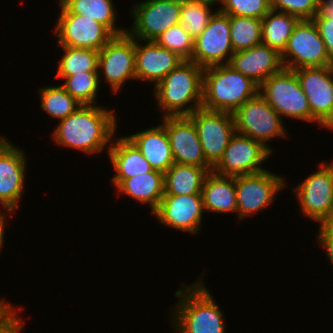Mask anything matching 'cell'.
Here are the masks:
<instances>
[{"label": "cell", "mask_w": 333, "mask_h": 333, "mask_svg": "<svg viewBox=\"0 0 333 333\" xmlns=\"http://www.w3.org/2000/svg\"><path fill=\"white\" fill-rule=\"evenodd\" d=\"M114 110L99 105H82L57 124L53 141L86 154L101 152L115 137L117 117ZM108 143V144H107Z\"/></svg>", "instance_id": "cell-1"}, {"label": "cell", "mask_w": 333, "mask_h": 333, "mask_svg": "<svg viewBox=\"0 0 333 333\" xmlns=\"http://www.w3.org/2000/svg\"><path fill=\"white\" fill-rule=\"evenodd\" d=\"M202 280L175 291L179 302L170 311L175 333H226L223 312Z\"/></svg>", "instance_id": "cell-2"}, {"label": "cell", "mask_w": 333, "mask_h": 333, "mask_svg": "<svg viewBox=\"0 0 333 333\" xmlns=\"http://www.w3.org/2000/svg\"><path fill=\"white\" fill-rule=\"evenodd\" d=\"M203 71L196 63L185 60L154 86L164 117L189 116L202 107Z\"/></svg>", "instance_id": "cell-3"}, {"label": "cell", "mask_w": 333, "mask_h": 333, "mask_svg": "<svg viewBox=\"0 0 333 333\" xmlns=\"http://www.w3.org/2000/svg\"><path fill=\"white\" fill-rule=\"evenodd\" d=\"M259 93V86L229 64L204 68L202 108L234 113Z\"/></svg>", "instance_id": "cell-4"}, {"label": "cell", "mask_w": 333, "mask_h": 333, "mask_svg": "<svg viewBox=\"0 0 333 333\" xmlns=\"http://www.w3.org/2000/svg\"><path fill=\"white\" fill-rule=\"evenodd\" d=\"M259 94L279 114L298 120L318 123L312 115L308 99L301 89L294 70L283 68L259 86Z\"/></svg>", "instance_id": "cell-5"}, {"label": "cell", "mask_w": 333, "mask_h": 333, "mask_svg": "<svg viewBox=\"0 0 333 333\" xmlns=\"http://www.w3.org/2000/svg\"><path fill=\"white\" fill-rule=\"evenodd\" d=\"M290 57V58H289ZM285 69L333 66L313 20H300L281 53Z\"/></svg>", "instance_id": "cell-6"}, {"label": "cell", "mask_w": 333, "mask_h": 333, "mask_svg": "<svg viewBox=\"0 0 333 333\" xmlns=\"http://www.w3.org/2000/svg\"><path fill=\"white\" fill-rule=\"evenodd\" d=\"M233 116L237 133L262 143L270 151L266 141L287 136L282 117L259 93L247 100Z\"/></svg>", "instance_id": "cell-7"}, {"label": "cell", "mask_w": 333, "mask_h": 333, "mask_svg": "<svg viewBox=\"0 0 333 333\" xmlns=\"http://www.w3.org/2000/svg\"><path fill=\"white\" fill-rule=\"evenodd\" d=\"M188 117L196 127L207 163L214 168L236 133L233 113L201 107Z\"/></svg>", "instance_id": "cell-8"}, {"label": "cell", "mask_w": 333, "mask_h": 333, "mask_svg": "<svg viewBox=\"0 0 333 333\" xmlns=\"http://www.w3.org/2000/svg\"><path fill=\"white\" fill-rule=\"evenodd\" d=\"M294 190L305 216L320 224L333 221V160L328 164L320 163L319 170Z\"/></svg>", "instance_id": "cell-9"}, {"label": "cell", "mask_w": 333, "mask_h": 333, "mask_svg": "<svg viewBox=\"0 0 333 333\" xmlns=\"http://www.w3.org/2000/svg\"><path fill=\"white\" fill-rule=\"evenodd\" d=\"M133 28L127 33L142 41H155L164 31L180 24L181 0H143L132 8Z\"/></svg>", "instance_id": "cell-10"}, {"label": "cell", "mask_w": 333, "mask_h": 333, "mask_svg": "<svg viewBox=\"0 0 333 333\" xmlns=\"http://www.w3.org/2000/svg\"><path fill=\"white\" fill-rule=\"evenodd\" d=\"M55 26L59 46L100 51L114 36L104 25L85 15L70 13L60 2Z\"/></svg>", "instance_id": "cell-11"}, {"label": "cell", "mask_w": 333, "mask_h": 333, "mask_svg": "<svg viewBox=\"0 0 333 333\" xmlns=\"http://www.w3.org/2000/svg\"><path fill=\"white\" fill-rule=\"evenodd\" d=\"M285 186L286 182L283 176L267 170L255 174L235 176L239 220L272 204L277 193Z\"/></svg>", "instance_id": "cell-12"}, {"label": "cell", "mask_w": 333, "mask_h": 333, "mask_svg": "<svg viewBox=\"0 0 333 333\" xmlns=\"http://www.w3.org/2000/svg\"><path fill=\"white\" fill-rule=\"evenodd\" d=\"M232 47L229 16L217 11L205 30L194 39L192 62L202 68L229 64Z\"/></svg>", "instance_id": "cell-13"}, {"label": "cell", "mask_w": 333, "mask_h": 333, "mask_svg": "<svg viewBox=\"0 0 333 333\" xmlns=\"http://www.w3.org/2000/svg\"><path fill=\"white\" fill-rule=\"evenodd\" d=\"M135 66V38L128 33L113 36L99 51V79L102 71L114 93L126 80H136Z\"/></svg>", "instance_id": "cell-14"}, {"label": "cell", "mask_w": 333, "mask_h": 333, "mask_svg": "<svg viewBox=\"0 0 333 333\" xmlns=\"http://www.w3.org/2000/svg\"><path fill=\"white\" fill-rule=\"evenodd\" d=\"M294 71L308 99L311 115L324 128L333 129V66Z\"/></svg>", "instance_id": "cell-15"}, {"label": "cell", "mask_w": 333, "mask_h": 333, "mask_svg": "<svg viewBox=\"0 0 333 333\" xmlns=\"http://www.w3.org/2000/svg\"><path fill=\"white\" fill-rule=\"evenodd\" d=\"M270 155L271 151L262 143L236 132L213 171L231 177L255 174L266 170L262 163Z\"/></svg>", "instance_id": "cell-16"}, {"label": "cell", "mask_w": 333, "mask_h": 333, "mask_svg": "<svg viewBox=\"0 0 333 333\" xmlns=\"http://www.w3.org/2000/svg\"><path fill=\"white\" fill-rule=\"evenodd\" d=\"M175 163L213 169L206 161L193 121L188 116L162 117Z\"/></svg>", "instance_id": "cell-17"}, {"label": "cell", "mask_w": 333, "mask_h": 333, "mask_svg": "<svg viewBox=\"0 0 333 333\" xmlns=\"http://www.w3.org/2000/svg\"><path fill=\"white\" fill-rule=\"evenodd\" d=\"M203 212L201 194L164 195L153 214L165 226L194 235L201 228Z\"/></svg>", "instance_id": "cell-18"}, {"label": "cell", "mask_w": 333, "mask_h": 333, "mask_svg": "<svg viewBox=\"0 0 333 333\" xmlns=\"http://www.w3.org/2000/svg\"><path fill=\"white\" fill-rule=\"evenodd\" d=\"M21 148L0 137V199L13 211L23 196L26 156Z\"/></svg>", "instance_id": "cell-19"}, {"label": "cell", "mask_w": 333, "mask_h": 333, "mask_svg": "<svg viewBox=\"0 0 333 333\" xmlns=\"http://www.w3.org/2000/svg\"><path fill=\"white\" fill-rule=\"evenodd\" d=\"M135 39L136 80L154 82L155 86L185 60L155 41H144L142 46Z\"/></svg>", "instance_id": "cell-20"}, {"label": "cell", "mask_w": 333, "mask_h": 333, "mask_svg": "<svg viewBox=\"0 0 333 333\" xmlns=\"http://www.w3.org/2000/svg\"><path fill=\"white\" fill-rule=\"evenodd\" d=\"M229 65L258 86L284 68L281 54L262 43L250 49L234 52Z\"/></svg>", "instance_id": "cell-21"}, {"label": "cell", "mask_w": 333, "mask_h": 333, "mask_svg": "<svg viewBox=\"0 0 333 333\" xmlns=\"http://www.w3.org/2000/svg\"><path fill=\"white\" fill-rule=\"evenodd\" d=\"M114 141V142H113ZM109 160L116 171L112 185L116 188L124 179L151 172L153 168L140 150L126 137L112 140L108 147Z\"/></svg>", "instance_id": "cell-22"}, {"label": "cell", "mask_w": 333, "mask_h": 333, "mask_svg": "<svg viewBox=\"0 0 333 333\" xmlns=\"http://www.w3.org/2000/svg\"><path fill=\"white\" fill-rule=\"evenodd\" d=\"M154 170L165 173L175 162L163 124L126 136Z\"/></svg>", "instance_id": "cell-23"}, {"label": "cell", "mask_w": 333, "mask_h": 333, "mask_svg": "<svg viewBox=\"0 0 333 333\" xmlns=\"http://www.w3.org/2000/svg\"><path fill=\"white\" fill-rule=\"evenodd\" d=\"M201 195L205 211L237 213L235 177L210 171L204 180Z\"/></svg>", "instance_id": "cell-24"}, {"label": "cell", "mask_w": 333, "mask_h": 333, "mask_svg": "<svg viewBox=\"0 0 333 333\" xmlns=\"http://www.w3.org/2000/svg\"><path fill=\"white\" fill-rule=\"evenodd\" d=\"M115 190L140 203H148L153 213L164 196V173L153 169L151 172L124 179Z\"/></svg>", "instance_id": "cell-25"}, {"label": "cell", "mask_w": 333, "mask_h": 333, "mask_svg": "<svg viewBox=\"0 0 333 333\" xmlns=\"http://www.w3.org/2000/svg\"><path fill=\"white\" fill-rule=\"evenodd\" d=\"M212 170L174 163L164 173V195L201 194L204 180Z\"/></svg>", "instance_id": "cell-26"}, {"label": "cell", "mask_w": 333, "mask_h": 333, "mask_svg": "<svg viewBox=\"0 0 333 333\" xmlns=\"http://www.w3.org/2000/svg\"><path fill=\"white\" fill-rule=\"evenodd\" d=\"M299 21L296 16L271 9L262 19V44L281 54Z\"/></svg>", "instance_id": "cell-27"}, {"label": "cell", "mask_w": 333, "mask_h": 333, "mask_svg": "<svg viewBox=\"0 0 333 333\" xmlns=\"http://www.w3.org/2000/svg\"><path fill=\"white\" fill-rule=\"evenodd\" d=\"M70 12L85 15L104 25L114 36L127 33V30L117 28L116 11L112 0H59ZM116 26V27H115ZM117 28V29H116Z\"/></svg>", "instance_id": "cell-28"}, {"label": "cell", "mask_w": 333, "mask_h": 333, "mask_svg": "<svg viewBox=\"0 0 333 333\" xmlns=\"http://www.w3.org/2000/svg\"><path fill=\"white\" fill-rule=\"evenodd\" d=\"M65 54L61 57L55 77H68L82 72H99V51L61 46Z\"/></svg>", "instance_id": "cell-29"}, {"label": "cell", "mask_w": 333, "mask_h": 333, "mask_svg": "<svg viewBox=\"0 0 333 333\" xmlns=\"http://www.w3.org/2000/svg\"><path fill=\"white\" fill-rule=\"evenodd\" d=\"M229 23L234 52L262 43V19L229 16Z\"/></svg>", "instance_id": "cell-30"}, {"label": "cell", "mask_w": 333, "mask_h": 333, "mask_svg": "<svg viewBox=\"0 0 333 333\" xmlns=\"http://www.w3.org/2000/svg\"><path fill=\"white\" fill-rule=\"evenodd\" d=\"M41 108L51 117L63 120L82 105L62 85L40 89Z\"/></svg>", "instance_id": "cell-31"}, {"label": "cell", "mask_w": 333, "mask_h": 333, "mask_svg": "<svg viewBox=\"0 0 333 333\" xmlns=\"http://www.w3.org/2000/svg\"><path fill=\"white\" fill-rule=\"evenodd\" d=\"M212 4L197 0H181L180 25L196 39L206 28L210 19L218 11H210Z\"/></svg>", "instance_id": "cell-32"}, {"label": "cell", "mask_w": 333, "mask_h": 333, "mask_svg": "<svg viewBox=\"0 0 333 333\" xmlns=\"http://www.w3.org/2000/svg\"><path fill=\"white\" fill-rule=\"evenodd\" d=\"M64 79V89L81 105H95L99 85V72H82L68 77H55Z\"/></svg>", "instance_id": "cell-33"}, {"label": "cell", "mask_w": 333, "mask_h": 333, "mask_svg": "<svg viewBox=\"0 0 333 333\" xmlns=\"http://www.w3.org/2000/svg\"><path fill=\"white\" fill-rule=\"evenodd\" d=\"M155 42L184 60H191L194 50V39L178 24L164 31Z\"/></svg>", "instance_id": "cell-34"}, {"label": "cell", "mask_w": 333, "mask_h": 333, "mask_svg": "<svg viewBox=\"0 0 333 333\" xmlns=\"http://www.w3.org/2000/svg\"><path fill=\"white\" fill-rule=\"evenodd\" d=\"M219 12L228 16L263 19L271 10L270 0H220Z\"/></svg>", "instance_id": "cell-35"}, {"label": "cell", "mask_w": 333, "mask_h": 333, "mask_svg": "<svg viewBox=\"0 0 333 333\" xmlns=\"http://www.w3.org/2000/svg\"><path fill=\"white\" fill-rule=\"evenodd\" d=\"M321 0H270L271 9L286 12L300 20H312L319 12Z\"/></svg>", "instance_id": "cell-36"}, {"label": "cell", "mask_w": 333, "mask_h": 333, "mask_svg": "<svg viewBox=\"0 0 333 333\" xmlns=\"http://www.w3.org/2000/svg\"><path fill=\"white\" fill-rule=\"evenodd\" d=\"M312 20L318 28L319 34L326 45L328 57L333 63V18L324 16L319 11Z\"/></svg>", "instance_id": "cell-37"}, {"label": "cell", "mask_w": 333, "mask_h": 333, "mask_svg": "<svg viewBox=\"0 0 333 333\" xmlns=\"http://www.w3.org/2000/svg\"><path fill=\"white\" fill-rule=\"evenodd\" d=\"M21 308H15V306H9L0 315V333H20L24 322L20 319L18 313Z\"/></svg>", "instance_id": "cell-38"}, {"label": "cell", "mask_w": 333, "mask_h": 333, "mask_svg": "<svg viewBox=\"0 0 333 333\" xmlns=\"http://www.w3.org/2000/svg\"><path fill=\"white\" fill-rule=\"evenodd\" d=\"M320 229L318 233V244L320 243L321 247L323 245L325 254L333 265V223L320 224Z\"/></svg>", "instance_id": "cell-39"}, {"label": "cell", "mask_w": 333, "mask_h": 333, "mask_svg": "<svg viewBox=\"0 0 333 333\" xmlns=\"http://www.w3.org/2000/svg\"><path fill=\"white\" fill-rule=\"evenodd\" d=\"M319 11L324 16L333 18V0H321Z\"/></svg>", "instance_id": "cell-40"}, {"label": "cell", "mask_w": 333, "mask_h": 333, "mask_svg": "<svg viewBox=\"0 0 333 333\" xmlns=\"http://www.w3.org/2000/svg\"><path fill=\"white\" fill-rule=\"evenodd\" d=\"M4 215H6V214H3V213H1L0 212V251H1V249L3 248L2 246H3V243H4V234H5V220L4 219H6V218H4Z\"/></svg>", "instance_id": "cell-41"}, {"label": "cell", "mask_w": 333, "mask_h": 333, "mask_svg": "<svg viewBox=\"0 0 333 333\" xmlns=\"http://www.w3.org/2000/svg\"><path fill=\"white\" fill-rule=\"evenodd\" d=\"M10 306L8 302H5V299L0 300V315Z\"/></svg>", "instance_id": "cell-42"}, {"label": "cell", "mask_w": 333, "mask_h": 333, "mask_svg": "<svg viewBox=\"0 0 333 333\" xmlns=\"http://www.w3.org/2000/svg\"><path fill=\"white\" fill-rule=\"evenodd\" d=\"M0 204H1V206H3V210H5L7 214L12 213V210L1 199H0Z\"/></svg>", "instance_id": "cell-43"}, {"label": "cell", "mask_w": 333, "mask_h": 333, "mask_svg": "<svg viewBox=\"0 0 333 333\" xmlns=\"http://www.w3.org/2000/svg\"><path fill=\"white\" fill-rule=\"evenodd\" d=\"M197 1L209 3V4H212V5L220 3V0H197Z\"/></svg>", "instance_id": "cell-44"}]
</instances>
